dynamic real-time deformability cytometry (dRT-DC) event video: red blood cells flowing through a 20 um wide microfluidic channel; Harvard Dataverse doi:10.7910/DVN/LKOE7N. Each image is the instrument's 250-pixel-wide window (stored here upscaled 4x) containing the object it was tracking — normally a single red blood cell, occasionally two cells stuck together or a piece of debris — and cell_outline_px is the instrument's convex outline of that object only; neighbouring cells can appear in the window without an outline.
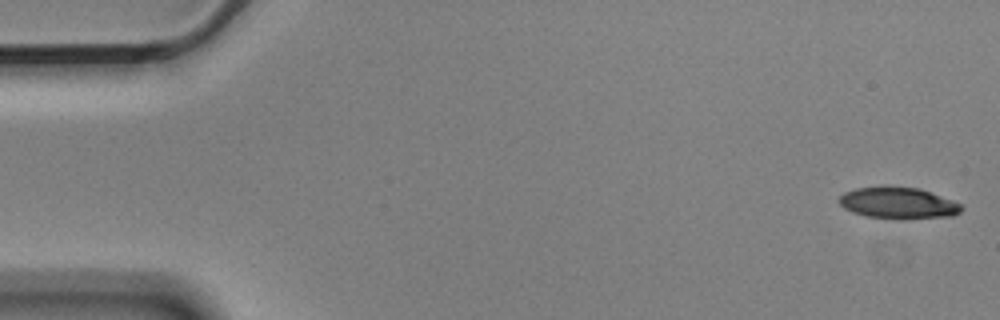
{"species": "Egyptian fruit bat (a non-hibernating species)", "species_latin": "Rousettus aegyptiacus", "temperature_condition": "cold", "stored_images_in_passage": 55, "camera_frame_rate_fps": 3000, "um_per_image_px": 0.085, "animal": {"sex": "male"}, "frame": {"image": 1, "passage_image": 1, "time_ms": 0.0, "image_size_px": [1000, 320], "cell_outline_px": [[964, 208], [960, 212], [952, 216], [908, 220], [896, 220], [868, 216], [852, 212], [844, 208], [836, 200], [844, 192], [856, 188], [920, 188], [964, 204]], "centroid_in_image_um": [76.4, 17.3], "position_along_channel_um": 8.6, "area_um2": 22.54}}
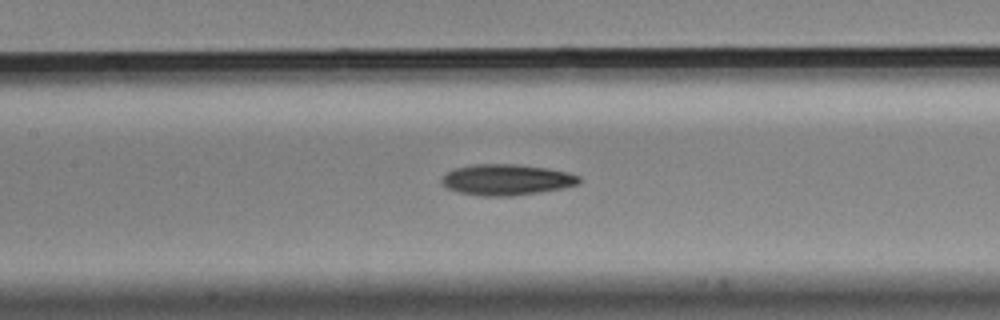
{"frame": {"image": 2, "passage_image": 25, "time_ms": 8.0, "image_size_px": [1000, 320], "cell_outline_px": [[580, 184], [564, 188], [540, 192], [512, 196], [480, 196], [456, 192], [448, 188], [440, 180], [444, 172], [452, 168], [472, 164], [516, 164], [548, 168], [568, 172], [580, 176]], "centroid_in_image_um": [43.03, 15.27], "position_along_channel_um": 164.4, "area_um2": 25.2}}
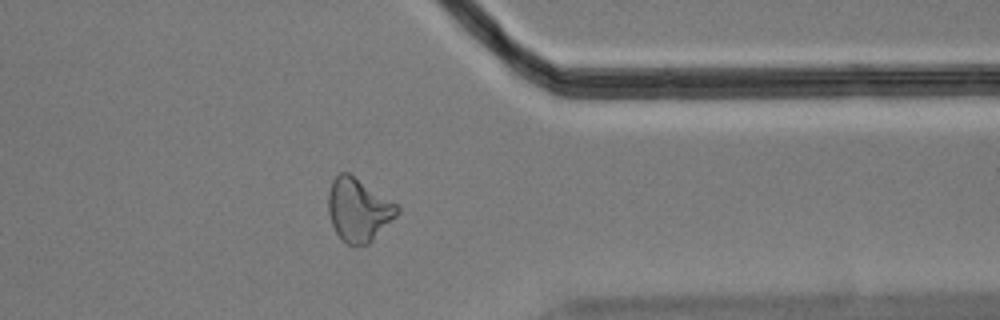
{"frame": {"image": 3, "passage_image": 44, "time_ms": 14.333, "image_size_px": [1000, 320], "cell_outline_px": [[400, 212], [368, 244], [352, 248], [336, 232], [332, 224], [328, 212], [328, 192], [332, 180], [340, 172], [348, 172], [396, 204], [400, 208]], "centroid_in_image_um": [30.45, 17.85], "position_along_channel_um": 381.0, "area_um2": 25.14}, "authors_computed_cell_mechanics": {"area_um2": 24.1026, "velocity_mm_per_s": 3.5656, "shape_relaxation_time_tau1_ms": 8.9568, "shape_relaxation_time_tau2_ms": 5.7205, "deformation_change_tau1": 0.1801, "deformation_change_tau2": 0.1525}}